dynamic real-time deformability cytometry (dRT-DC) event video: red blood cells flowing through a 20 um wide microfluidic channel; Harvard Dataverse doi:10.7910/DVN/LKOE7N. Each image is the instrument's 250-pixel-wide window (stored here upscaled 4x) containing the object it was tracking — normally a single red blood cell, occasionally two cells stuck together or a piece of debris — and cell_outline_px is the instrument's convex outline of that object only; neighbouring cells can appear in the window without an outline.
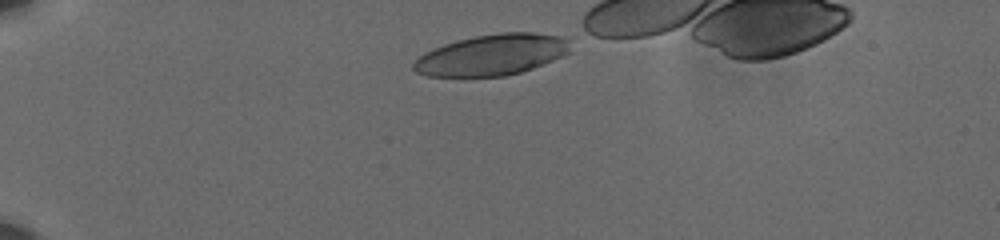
{"species": "human", "species_latin": "Homo sapiens", "temperature_condition": "cold", "stored_images_in_passage": 38, "camera_frame_rate_fps": 3000, "um_per_image_px": 0.085, "donor": {"sex": "male"}, "frame": {"image": 1, "passage_image": 1, "time_ms": 0.0, "image_size_px": [1000, 240], "cell_outline_px": [[568, 52], [552, 60], [532, 68], [520, 72], [504, 76], [428, 76], [416, 72], [412, 68], [412, 64], [424, 52], [432, 48], [444, 44], [476, 36], [500, 32], [532, 32], [560, 36], [568, 40]], "centroid_in_image_um": [41.76, 4.66], "position_along_channel_um": 43.2, "area_um2": 36.99}}
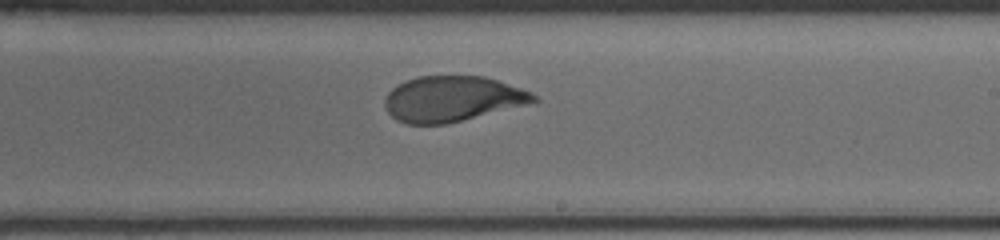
{"frame": {"image": 2, "passage_image": 23, "time_ms": 7.333, "image_size_px": [1000, 240], "cell_outline_px": [[540, 100], [444, 124], [404, 124], [396, 120], [384, 108], [384, 100], [388, 92], [396, 84], [420, 76], [484, 76], [532, 92]], "centroid_in_image_um": [38.36, 8.39], "position_along_channel_um": 250.6, "area_um2": 38.9}}
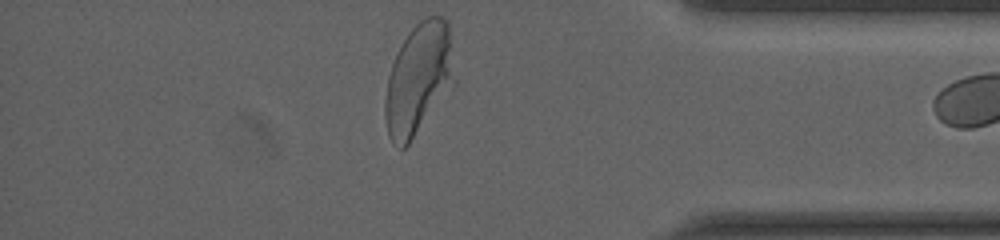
{"frame": {"image": 3, "passage_image": 37, "time_ms": 12.0, "image_size_px": [1000, 240], "cell_outline_px": [[456, 80], [452, 88], [408, 144], [404, 148], [400, 148], [392, 144], [388, 136], [384, 116], [384, 100], [388, 76], [392, 64], [408, 32], [420, 20], [428, 16], [440, 16], [448, 24]], "centroid_in_image_um": [35.57, 6.74], "position_along_channel_um": 399.6, "area_um2": 44.97}}